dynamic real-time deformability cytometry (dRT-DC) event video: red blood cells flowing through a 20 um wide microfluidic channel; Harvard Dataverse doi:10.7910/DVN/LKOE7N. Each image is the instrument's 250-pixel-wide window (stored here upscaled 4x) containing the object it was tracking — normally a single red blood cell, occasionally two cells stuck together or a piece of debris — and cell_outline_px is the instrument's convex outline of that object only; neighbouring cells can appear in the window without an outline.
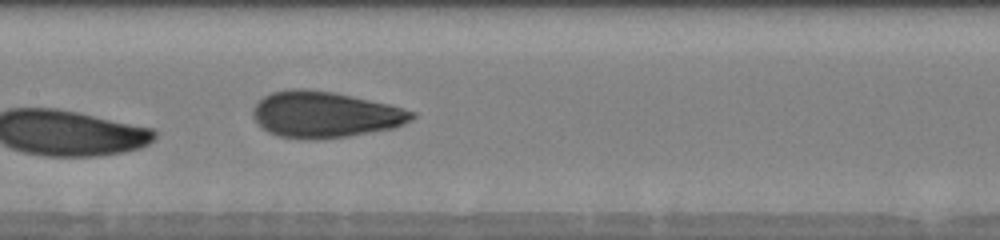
{"species": "human", "species_latin": "Homo sapiens", "temperature_condition": "warm", "stored_images_in_passage": 8, "camera_frame_rate_fps": 3000, "um_per_image_px": 0.085, "donor": {"sex": "male"}, "frame": {"image": 1, "passage_image": 8, "time_ms": 3.667, "image_size_px": [1000, 240], "cell_outline_px": [[416, 116], [412, 120], [404, 124], [392, 128], [348, 136], [280, 136], [268, 132], [252, 116], [252, 108], [264, 96], [272, 92], [292, 88], [308, 88], [332, 92], [352, 96], [388, 104], [416, 112]], "centroid_in_image_um": [27.64, 9.68], "position_along_channel_um": 179.8, "area_um2": 41.62}}